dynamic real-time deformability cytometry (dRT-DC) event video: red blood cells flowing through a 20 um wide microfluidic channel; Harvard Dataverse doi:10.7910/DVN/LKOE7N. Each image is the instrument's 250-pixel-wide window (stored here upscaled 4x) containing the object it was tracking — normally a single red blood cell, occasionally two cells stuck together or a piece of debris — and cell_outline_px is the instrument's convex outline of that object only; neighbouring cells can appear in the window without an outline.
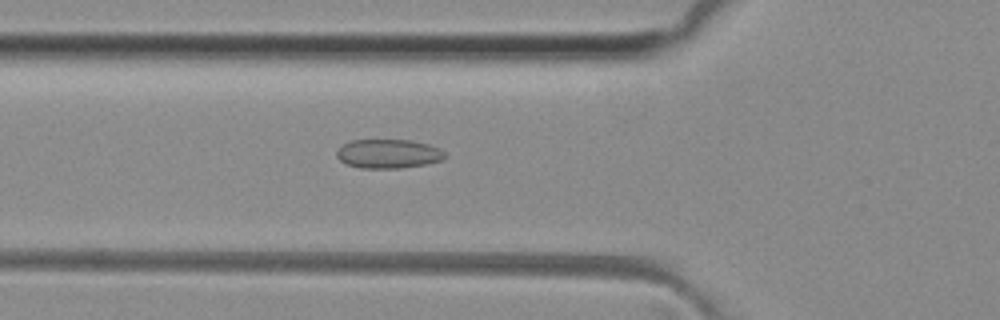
{"species": "common noctule bat (a hibernating species)", "species_latin": "Nyctalus noctula", "temperature_condition": "room temperature", "stored_images_in_passage": 20, "camera_frame_rate_fps": 3000, "um_per_image_px": 0.085, "animal": {"sex": "female", "body_mass_g": 29.2, "forearm_length_mm": 56.3}, "frame": {"image": 1, "passage_image": 5, "time_ms": 1.333, "image_size_px": [1000, 320], "cell_outline_px": [[444, 160], [428, 164], [400, 168], [360, 168], [348, 164], [340, 160], [336, 156], [336, 152], [344, 144], [352, 140], [412, 140], [428, 144], [440, 148], [444, 152]], "centroid_in_image_um": [33.04, 13.07], "position_along_channel_um": 92.8, "area_um2": 18.32}}
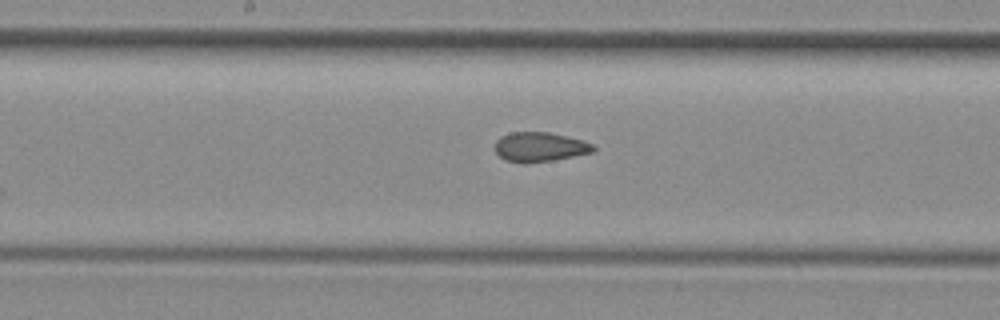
{"frame": {"image": 2, "passage_image": 13, "time_ms": 4.0, "image_size_px": [1000, 320], "cell_outline_px": [[596, 148], [592, 152], [552, 160], [524, 164], [504, 160], [496, 152], [496, 140], [500, 136], [512, 132], [548, 132], [568, 136], [592, 144]], "centroid_in_image_um": [45.84, 12.49], "position_along_channel_um": 202.4, "area_um2": 16.82}}
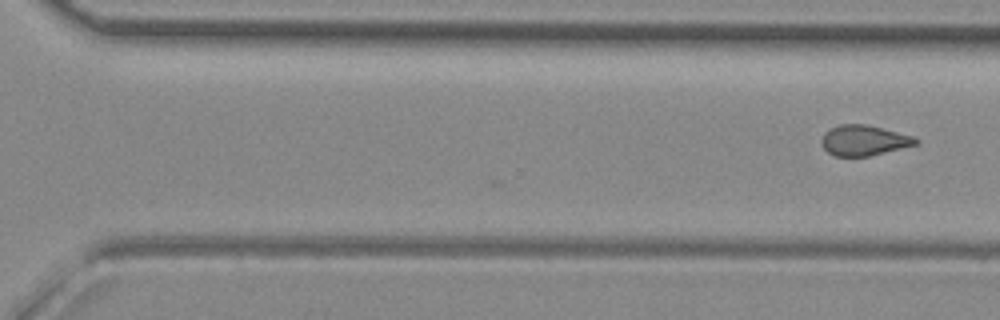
{"frame": {"image": 3, "passage_image": 20, "time_ms": 6.333, "image_size_px": [1000, 320], "cell_outline_px": [[920, 144], [868, 156], [836, 156], [828, 152], [820, 144], [820, 140], [824, 132], [840, 124], [864, 124], [912, 136], [920, 140]], "centroid_in_image_um": [73.42, 11.94], "position_along_channel_um": 297.2, "area_um2": 16.59}}